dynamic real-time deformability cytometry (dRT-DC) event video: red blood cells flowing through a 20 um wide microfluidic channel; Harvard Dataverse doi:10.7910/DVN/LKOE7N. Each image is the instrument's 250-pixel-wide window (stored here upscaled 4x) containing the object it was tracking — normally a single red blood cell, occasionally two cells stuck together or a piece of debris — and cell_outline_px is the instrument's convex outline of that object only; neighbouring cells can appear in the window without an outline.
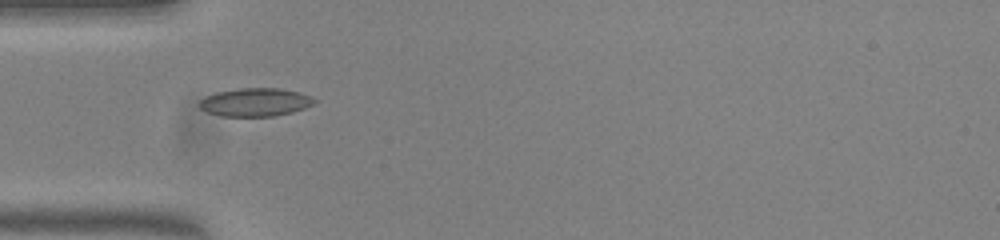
{"species": "common noctule bat (a hibernating species)", "species_latin": "Nyctalus noctula", "temperature_condition": "warm", "stored_images_in_passage": 38, "camera_frame_rate_fps": 3000, "um_per_image_px": 0.085, "animal": {"sex": "female", "body_mass_g": 23.0, "forearm_length_mm": 53.4}, "frame": {"image": 1, "passage_image": 1, "time_ms": 0.0, "image_size_px": [1000, 240], "cell_outline_px": [[320, 100], [304, 108], [292, 112], [272, 116], [220, 116], [208, 112], [200, 108], [200, 100], [216, 92], [240, 88], [280, 88], [300, 92], [312, 96]], "centroid_in_image_um": [21.75, 8.68], "position_along_channel_um": 63.2, "area_um2": 18.9}}
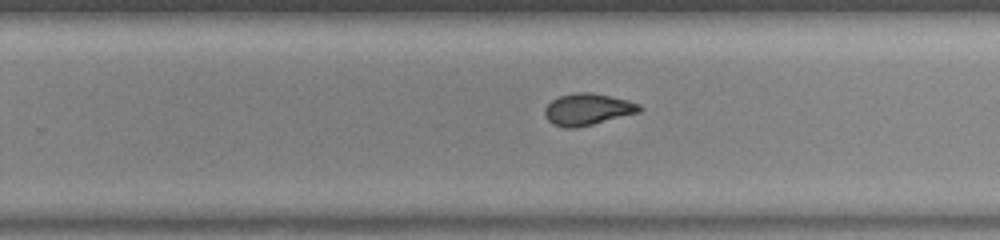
{"frame": {"image": 2, "passage_image": 18, "time_ms": 5.667, "image_size_px": [1000, 240], "cell_outline_px": [[644, 108], [640, 112], [576, 128], [564, 128], [552, 124], [544, 116], [544, 108], [552, 100], [560, 96], [576, 92], [588, 92], [628, 100], [640, 104]], "centroid_in_image_um": [49.93, 9.3], "position_along_channel_um": 279.9, "area_um2": 17.46}}
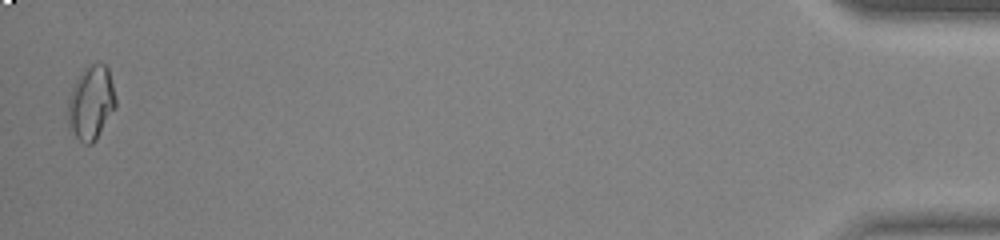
{"frame": {"image": 3, "passage_image": 37, "time_ms": 12.0, "image_size_px": [1000, 240], "cell_outline_px": [[116, 108], [96, 140], [92, 144], [84, 144], [68, 128], [68, 96], [80, 72], [84, 68], [92, 64], [104, 64], [108, 68], [116, 100]], "centroid_in_image_um": [7.74, 8.76], "position_along_channel_um": 427.5, "area_um2": 20.63}, "authors_computed_cell_mechanics": {"area_um2": 17.918, "velocity_mm_per_s": 3.8362, "shape_relaxation_time_tau1_ms": null, "shape_relaxation_time_tau2_ms": 1.9548, "deformation_change_tau1": null, "deformation_change_tau2": 0.0583}}